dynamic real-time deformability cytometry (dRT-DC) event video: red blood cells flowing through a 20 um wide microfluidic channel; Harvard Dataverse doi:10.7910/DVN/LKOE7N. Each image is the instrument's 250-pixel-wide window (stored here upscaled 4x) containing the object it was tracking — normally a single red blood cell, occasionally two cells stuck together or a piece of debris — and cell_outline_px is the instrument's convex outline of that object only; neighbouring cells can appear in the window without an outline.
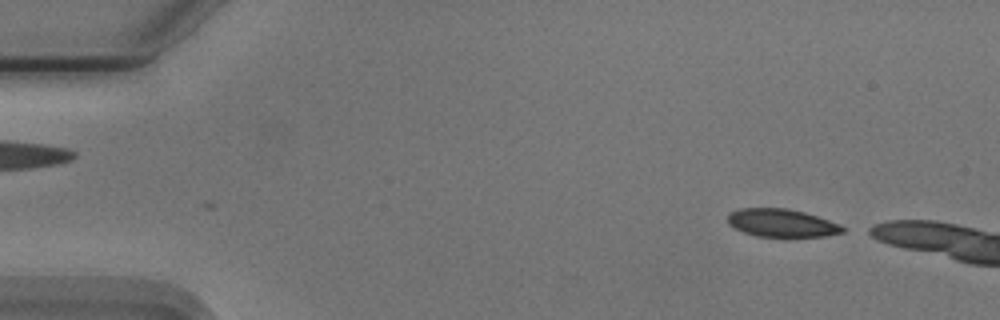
{"species": "Egyptian fruit bat (a non-hibernating species)", "species_latin": "Rousettus aegyptiacus", "temperature_condition": "cold", "stored_images_in_passage": 2, "camera_frame_rate_fps": 3000, "um_per_image_px": 0.085, "animal": {"sex": "male"}, "frame": {"image": 1, "passage_image": 2, "time_ms": 0.333, "image_size_px": [1000, 320], "cell_outline_px": [[844, 232], [824, 236], [788, 240], [784, 240], [756, 236], [732, 228], [728, 224], [728, 212], [740, 208], [788, 208], [804, 212], [840, 224], [844, 228]], "centroid_in_image_um": [66.42, 19.01], "position_along_channel_um": 18.6, "area_um2": 19.71}}